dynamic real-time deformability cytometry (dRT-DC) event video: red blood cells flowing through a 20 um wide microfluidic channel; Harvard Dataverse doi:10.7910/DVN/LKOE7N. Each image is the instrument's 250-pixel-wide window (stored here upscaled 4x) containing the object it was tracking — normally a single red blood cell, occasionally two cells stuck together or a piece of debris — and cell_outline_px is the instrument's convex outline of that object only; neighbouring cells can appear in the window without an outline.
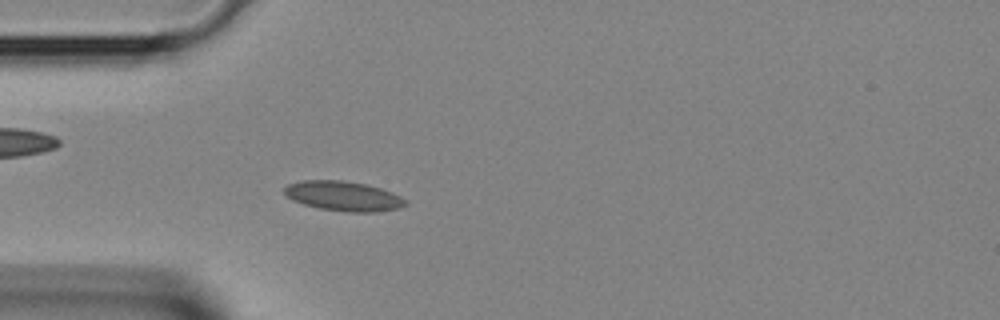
{"species": "Egyptian fruit bat (a non-hibernating species)", "species_latin": "Rousettus aegyptiacus", "temperature_condition": "room temperature", "stored_images_in_passage": 38, "camera_frame_rate_fps": 3000, "um_per_image_px": 0.085, "animal": {"sex": "female"}, "frame": {"image": 1, "passage_image": 10, "time_ms": 3.0, "image_size_px": [1000, 320], "cell_outline_px": [[408, 204], [396, 208], [376, 212], [348, 212], [320, 208], [304, 204], [292, 200], [284, 192], [284, 188], [288, 184], [300, 180], [344, 180], [368, 184], [392, 192], [408, 200]], "centroid_in_image_um": [29.2, 16.65], "position_along_channel_um": 55.8, "area_um2": 21.04}}
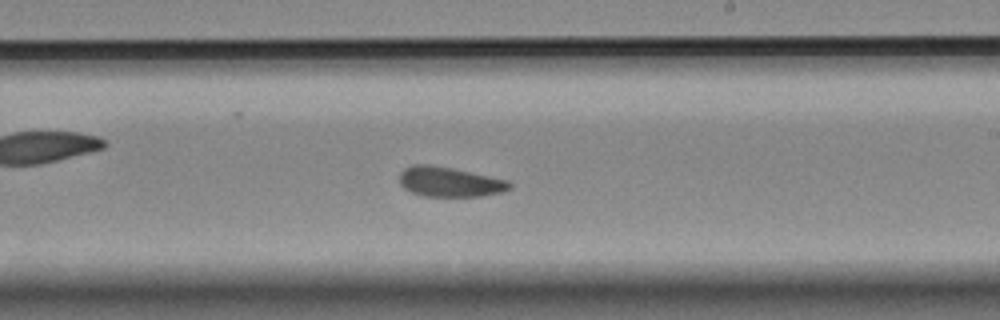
{"frame": {"image": 2, "passage_image": 22, "time_ms": 7.0, "image_size_px": [1000, 320], "cell_outline_px": [[512, 188], [504, 192], [480, 196], [424, 196], [412, 192], [404, 188], [400, 184], [400, 172], [404, 168], [412, 164], [432, 164], [452, 168], [508, 180], [512, 184]], "centroid_in_image_um": [38.22, 15.45], "position_along_channel_um": 250.8, "area_um2": 19.25}}
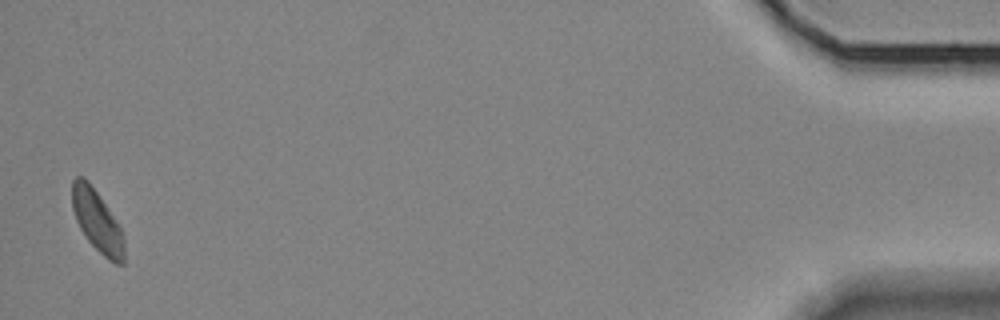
{"frame": {"image": 3, "passage_image": 38, "time_ms": 12.333, "image_size_px": [1000, 320], "cell_outline_px": [[124, 264], [116, 264], [108, 260], [88, 240], [80, 228], [76, 220], [72, 208], [72, 180], [76, 176], [84, 176], [88, 180], [120, 228], [124, 236]], "centroid_in_image_um": [8.24, 18.79], "position_along_channel_um": 427.0, "area_um2": 18.38}}